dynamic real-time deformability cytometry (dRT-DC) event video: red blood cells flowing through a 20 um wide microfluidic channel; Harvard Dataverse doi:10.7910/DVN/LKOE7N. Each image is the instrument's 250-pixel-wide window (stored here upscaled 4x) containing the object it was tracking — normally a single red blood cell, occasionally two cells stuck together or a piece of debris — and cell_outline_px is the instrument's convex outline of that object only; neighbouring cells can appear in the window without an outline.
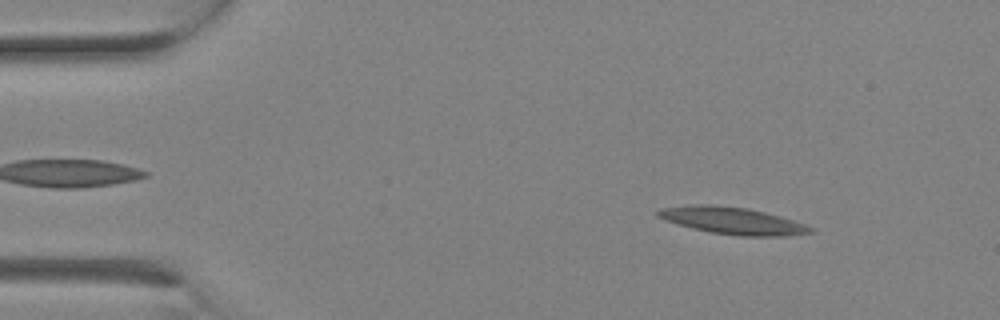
{"species": "Egyptian fruit bat (a non-hibernating species)", "species_latin": "Rousettus aegyptiacus", "temperature_condition": "room temperature", "stored_images_in_passage": 12, "camera_frame_rate_fps": 3000, "um_per_image_px": 0.085, "animal": {"sex": "female"}, "frame": {"image": 1, "passage_image": 3, "time_ms": 0.667, "image_size_px": [1000, 320], "cell_outline_px": [[816, 232], [788, 236], [740, 236], [712, 232], [692, 228], [676, 224], [664, 220], [656, 216], [656, 212], [660, 208], [696, 204], [712, 204], [748, 208], [780, 216], [808, 224], [816, 228]], "centroid_in_image_um": [62.32, 18.76], "position_along_channel_um": 22.7, "area_um2": 24.33}}
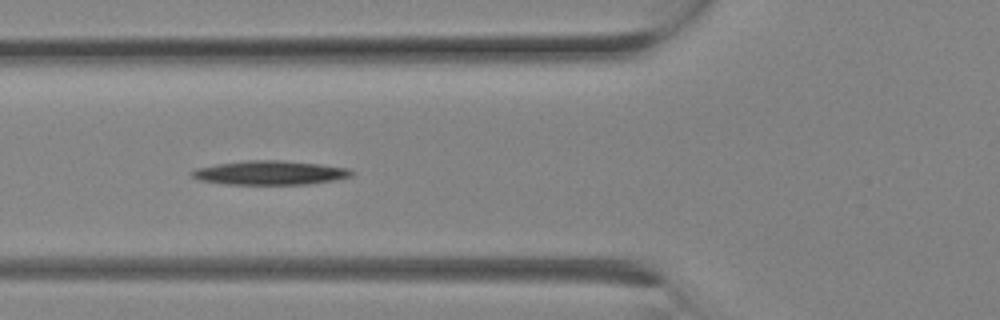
{"frame": {"image": 2, "passage_image": 9, "time_ms": 2.667, "image_size_px": [1000, 320], "cell_outline_px": [[356, 172], [352, 176], [332, 180], [308, 184], [224, 184], [200, 180], [192, 176], [188, 172], [196, 168], [216, 164], [248, 160], [284, 160], [320, 164], [348, 168]], "centroid_in_image_um": [22.94, 14.68], "position_along_channel_um": 102.9, "area_um2": 22.43}}
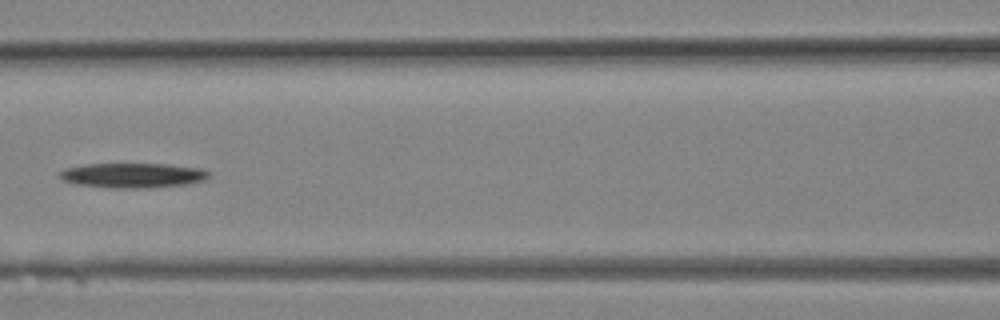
{"frame": {"image": 3, "passage_image": 11, "time_ms": 3.333, "image_size_px": [1000, 320], "cell_outline_px": [[208, 176], [204, 180], [184, 184], [144, 188], [112, 188], [76, 184], [60, 180], [60, 172], [64, 168], [84, 164], [168, 164], [200, 168], [208, 172]], "centroid_in_image_um": [11.22, 14.9], "position_along_channel_um": 155.4, "area_um2": 21.44}}